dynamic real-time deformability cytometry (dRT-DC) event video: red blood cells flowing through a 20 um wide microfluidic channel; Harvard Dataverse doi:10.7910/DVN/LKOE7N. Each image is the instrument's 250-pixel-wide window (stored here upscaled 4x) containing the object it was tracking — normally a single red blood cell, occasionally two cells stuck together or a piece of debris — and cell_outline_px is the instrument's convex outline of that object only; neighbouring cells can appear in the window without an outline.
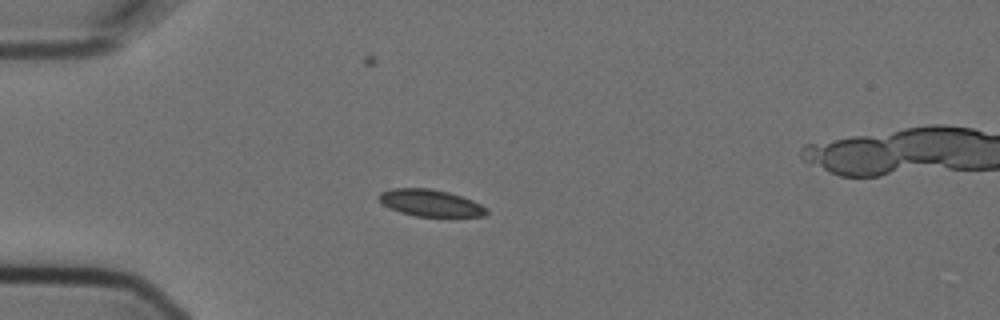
{"species": "Egyptian fruit bat (a non-hibernating species)", "species_latin": "Rousettus aegyptiacus", "temperature_condition": "cold", "stored_images_in_passage": 5, "camera_frame_rate_fps": 3000, "um_per_image_px": 0.085, "animal": {"sex": "female"}, "frame": {"image": 1, "passage_image": 4, "time_ms": 1.0, "image_size_px": [1000, 320], "cell_outline_px": [[488, 212], [484, 216], [416, 216], [400, 212], [384, 204], [376, 196], [380, 192], [392, 188], [428, 188], [448, 192], [472, 200], [488, 208]], "centroid_in_image_um": [36.58, 17.24], "position_along_channel_um": 48.4, "area_um2": 16.65}}